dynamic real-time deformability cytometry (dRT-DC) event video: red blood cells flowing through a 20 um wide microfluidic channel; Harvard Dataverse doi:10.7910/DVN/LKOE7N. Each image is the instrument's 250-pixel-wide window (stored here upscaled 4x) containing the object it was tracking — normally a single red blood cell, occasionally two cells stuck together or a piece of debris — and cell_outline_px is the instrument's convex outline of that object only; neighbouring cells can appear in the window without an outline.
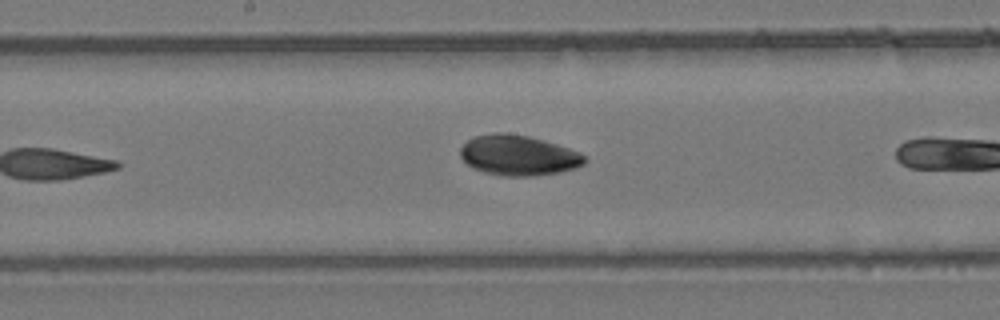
{"species": "common noctule bat (a hibernating species)", "species_latin": "Nyctalus noctula", "temperature_condition": "room temperature", "stored_images_in_passage": 6, "camera_frame_rate_fps": 3000, "um_per_image_px": 0.085, "animal": {"sex": "female", "body_mass_g": 24.6, "forearm_length_mm": 56.2}, "frame": {"image": 1, "passage_image": 5, "time_ms": 4.667, "image_size_px": [1000, 320], "cell_outline_px": [[588, 160], [584, 164], [576, 168], [560, 172], [532, 176], [500, 176], [484, 172], [472, 168], [460, 156], [460, 148], [472, 136], [496, 132], [504, 132], [528, 136], [556, 144], [580, 152]], "centroid_in_image_um": [44.05, 13.21], "position_along_channel_um": 204.2, "area_um2": 29.3}}